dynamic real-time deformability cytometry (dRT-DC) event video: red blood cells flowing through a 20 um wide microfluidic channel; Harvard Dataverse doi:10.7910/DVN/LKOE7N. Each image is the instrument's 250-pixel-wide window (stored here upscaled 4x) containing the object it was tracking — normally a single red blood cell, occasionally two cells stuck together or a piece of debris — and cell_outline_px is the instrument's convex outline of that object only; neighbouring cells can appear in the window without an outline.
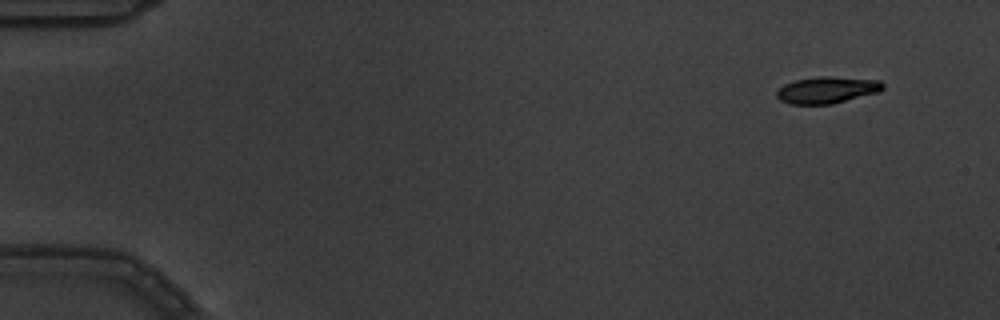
{"species": "common noctule bat (a hibernating species)", "species_latin": "Nyctalus noctula", "temperature_condition": "warm", "stored_images_in_passage": 6, "camera_frame_rate_fps": 3000, "um_per_image_px": 0.085, "animal": {"sex": "male", "body_mass_g": 19.5, "forearm_length_mm": 54.6}, "frame": {"image": 1, "passage_image": 6, "time_ms": 1.667, "image_size_px": [1000, 320], "cell_outline_px": [[884, 88], [876, 92], [832, 104], [788, 104], [780, 100], [776, 96], [776, 92], [784, 84], [796, 80], [820, 76], [832, 76], [880, 80], [884, 84]], "centroid_in_image_um": [70.27, 7.64], "position_along_channel_um": 14.7, "area_um2": 16.42}}